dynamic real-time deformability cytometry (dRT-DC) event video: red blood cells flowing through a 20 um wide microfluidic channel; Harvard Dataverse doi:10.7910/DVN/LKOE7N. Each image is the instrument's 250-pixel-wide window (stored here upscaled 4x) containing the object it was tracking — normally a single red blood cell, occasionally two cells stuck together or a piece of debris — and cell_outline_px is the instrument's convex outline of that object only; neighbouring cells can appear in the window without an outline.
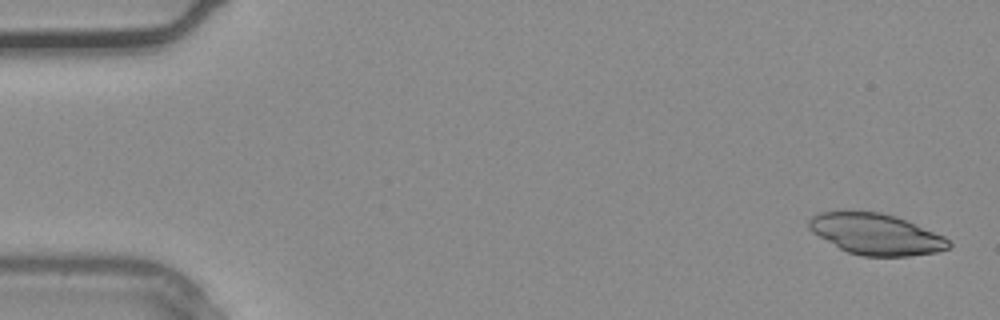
{"species": "common noctule bat (a hibernating species)", "species_latin": "Nyctalus noctula", "temperature_condition": "warm", "stored_images_in_passage": 15, "camera_frame_rate_fps": 3000, "um_per_image_px": 0.085, "animal": {"sex": "male", "body_mass_g": 20.4}, "frame": {"image": 1, "passage_image": 1, "time_ms": 0.0, "image_size_px": [1000, 320], "cell_outline_px": [[952, 244], [948, 248], [936, 252], [908, 256], [864, 256], [848, 252], [840, 248], [812, 232], [808, 228], [808, 220], [812, 216], [820, 212], [840, 208], [880, 212], [896, 216], [944, 236]], "centroid_in_image_um": [74.39, 19.85], "position_along_channel_um": 10.6, "area_um2": 33.87}}